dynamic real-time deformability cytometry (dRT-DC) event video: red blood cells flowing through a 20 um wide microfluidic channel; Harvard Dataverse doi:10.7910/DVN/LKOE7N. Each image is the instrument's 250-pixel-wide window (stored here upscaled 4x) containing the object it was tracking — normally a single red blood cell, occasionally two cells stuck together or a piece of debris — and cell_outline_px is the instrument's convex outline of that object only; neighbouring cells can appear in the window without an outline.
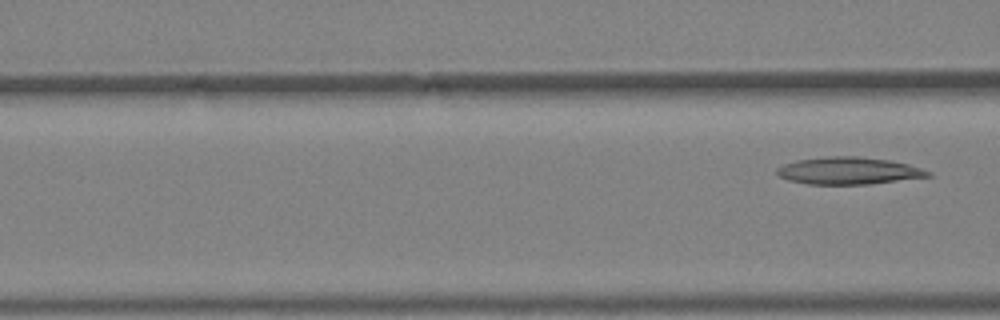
{"species": "Egyptian fruit bat (a non-hibernating species)", "species_latin": "Rousettus aegyptiacus", "temperature_condition": "warm", "stored_images_in_passage": 3, "camera_frame_rate_fps": 3000, "um_per_image_px": 0.085, "animal": {"sex": "female"}, "frame": {"image": 1, "passage_image": 3, "time_ms": 0.667, "image_size_px": [1000, 320], "cell_outline_px": [[932, 176], [868, 184], [808, 184], [788, 180], [780, 176], [776, 172], [776, 168], [784, 164], [796, 160], [828, 156], [856, 156], [892, 160], [908, 164], [932, 172]], "centroid_in_image_um": [72.13, 14.51], "position_along_channel_um": 94.5, "area_um2": 23.93}}